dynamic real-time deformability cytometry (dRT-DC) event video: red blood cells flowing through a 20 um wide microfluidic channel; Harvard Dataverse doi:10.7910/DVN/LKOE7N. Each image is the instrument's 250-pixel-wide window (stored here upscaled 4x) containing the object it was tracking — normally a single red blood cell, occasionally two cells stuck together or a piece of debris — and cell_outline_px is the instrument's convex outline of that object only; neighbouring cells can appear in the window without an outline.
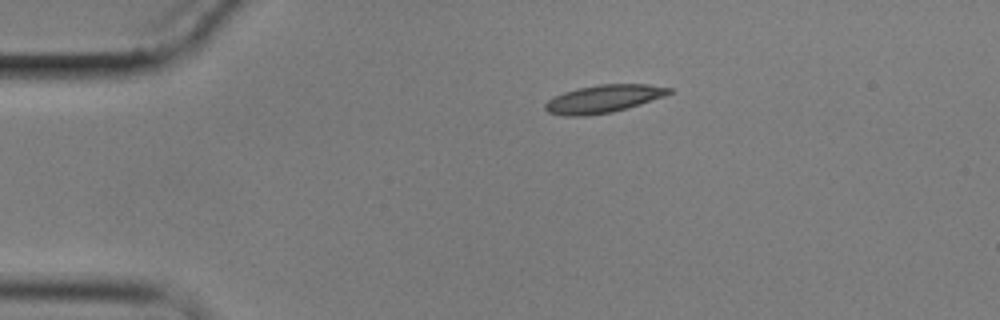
{"species": "common noctule bat (a hibernating species)", "species_latin": "Nyctalus noctula", "temperature_condition": "cold", "stored_images_in_passage": 3, "camera_frame_rate_fps": 3000, "um_per_image_px": 0.085, "animal": {"sex": "male", "body_mass_g": 17.9}, "frame": {"image": 1, "passage_image": 1, "time_ms": 0.0, "image_size_px": [1000, 320], "cell_outline_px": [[672, 92], [664, 96], [628, 108], [612, 112], [584, 116], [564, 116], [548, 112], [544, 108], [544, 104], [548, 100], [564, 92], [580, 88], [600, 84], [648, 84], [672, 88]], "centroid_in_image_um": [51.3, 8.4], "position_along_channel_um": 33.7, "area_um2": 19.94}}
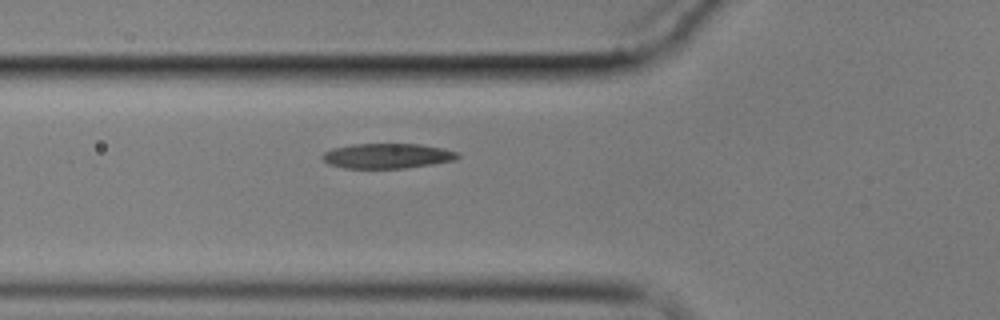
{"frame": {"image": 2, "passage_image": 3, "time_ms": 3.0, "image_size_px": [1000, 320], "cell_outline_px": [[460, 156], [456, 160], [432, 164], [404, 168], [344, 168], [328, 164], [320, 156], [324, 152], [332, 148], [352, 144], [420, 144], [460, 152]], "centroid_in_image_um": [32.91, 13.25], "position_along_channel_um": 92.9, "area_um2": 19.77}}